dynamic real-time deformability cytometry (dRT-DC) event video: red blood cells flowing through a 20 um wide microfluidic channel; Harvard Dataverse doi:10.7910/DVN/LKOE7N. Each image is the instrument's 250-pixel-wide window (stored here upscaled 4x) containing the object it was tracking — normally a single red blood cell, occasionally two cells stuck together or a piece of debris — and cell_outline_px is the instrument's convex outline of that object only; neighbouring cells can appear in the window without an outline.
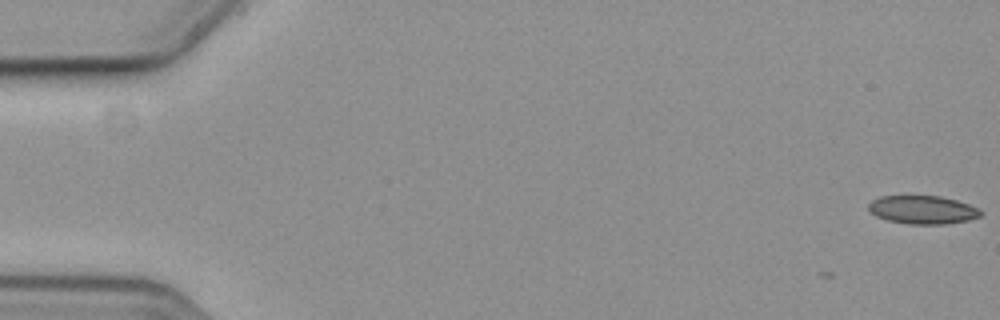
{"species": "common noctule bat (a hibernating species)", "species_latin": "Nyctalus noctula", "temperature_condition": "cold", "stored_images_in_passage": 8, "camera_frame_rate_fps": 3000, "um_per_image_px": 0.085, "animal": {"sex": "female", "body_mass_g": 19.3, "forearm_length_mm": 54.1}, "frame": {"image": 1, "passage_image": 1, "time_ms": 0.0, "image_size_px": [1000, 320], "cell_outline_px": [[984, 212], [980, 216], [968, 220], [948, 224], [908, 224], [888, 220], [876, 216], [868, 208], [868, 204], [872, 200], [880, 196], [940, 196], [956, 200], [968, 204]], "centroid_in_image_um": [78.43, 17.83], "position_along_channel_um": 6.6, "area_um2": 18.44}}